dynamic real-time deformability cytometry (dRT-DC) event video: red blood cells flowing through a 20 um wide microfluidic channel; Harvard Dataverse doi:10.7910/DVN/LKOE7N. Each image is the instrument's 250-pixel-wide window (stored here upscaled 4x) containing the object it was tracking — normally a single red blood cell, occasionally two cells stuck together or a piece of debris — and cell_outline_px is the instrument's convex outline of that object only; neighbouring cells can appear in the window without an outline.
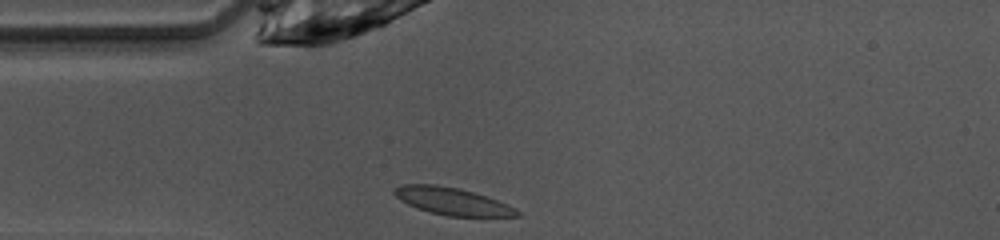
{"species": "common noctule bat (a hibernating species)", "species_latin": "Nyctalus noctula", "temperature_condition": "warm", "stored_images_in_passage": 36, "camera_frame_rate_fps": 3000, "um_per_image_px": 0.085, "animal": {"sex": "female", "body_mass_g": 10.0, "forearm_length_mm": 53.1}, "frame": {"image": 1, "passage_image": 1, "time_ms": 0.0, "image_size_px": [1000, 240], "cell_outline_px": [[520, 216], [448, 216], [416, 208], [408, 204], [396, 196], [392, 192], [392, 188], [400, 184], [436, 184], [460, 188], [508, 204], [516, 208], [520, 212]], "centroid_in_image_um": [38.41, 17.09], "position_along_channel_um": 46.6, "area_um2": 19.42}}
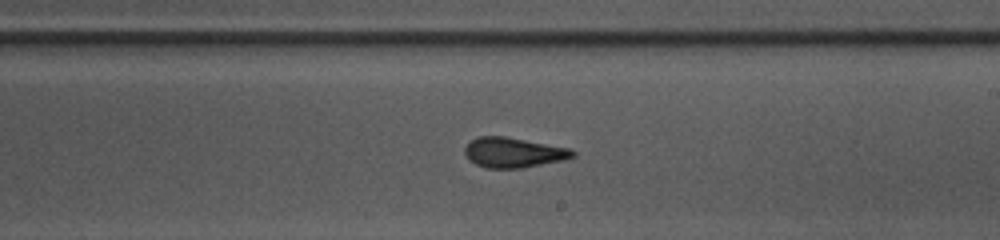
{"frame": {"image": 2, "passage_image": 16, "time_ms": 5.0, "image_size_px": [1000, 240], "cell_outline_px": [[576, 156], [564, 160], [520, 168], [484, 168], [476, 164], [464, 152], [464, 148], [472, 140], [480, 136], [504, 136], [572, 148], [576, 152]], "centroid_in_image_um": [43.7, 12.96], "position_along_channel_um": 245.3, "area_um2": 18.84}}
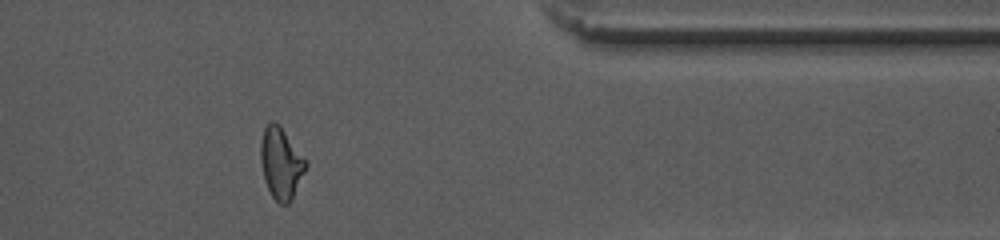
{"frame": {"image": 3, "passage_image": 28, "time_ms": 9.0, "image_size_px": [1000, 240], "cell_outline_px": [[308, 164], [288, 204], [280, 204], [272, 196], [264, 180], [260, 160], [260, 140], [264, 128], [272, 120], [280, 124], [308, 160]], "centroid_in_image_um": [23.88, 13.81], "position_along_channel_um": 387.5, "area_um2": 18.9}, "authors_computed_cell_mechanics": {"area_um2": 18.9006, "velocity_mm_per_s": 4.1026, "shape_relaxation_time_tau1_ms": 6.3745, "shape_relaxation_time_tau2_ms": 1.1127, "deformation_change_tau1": 0.1686, "deformation_change_tau2": 0.0958}}